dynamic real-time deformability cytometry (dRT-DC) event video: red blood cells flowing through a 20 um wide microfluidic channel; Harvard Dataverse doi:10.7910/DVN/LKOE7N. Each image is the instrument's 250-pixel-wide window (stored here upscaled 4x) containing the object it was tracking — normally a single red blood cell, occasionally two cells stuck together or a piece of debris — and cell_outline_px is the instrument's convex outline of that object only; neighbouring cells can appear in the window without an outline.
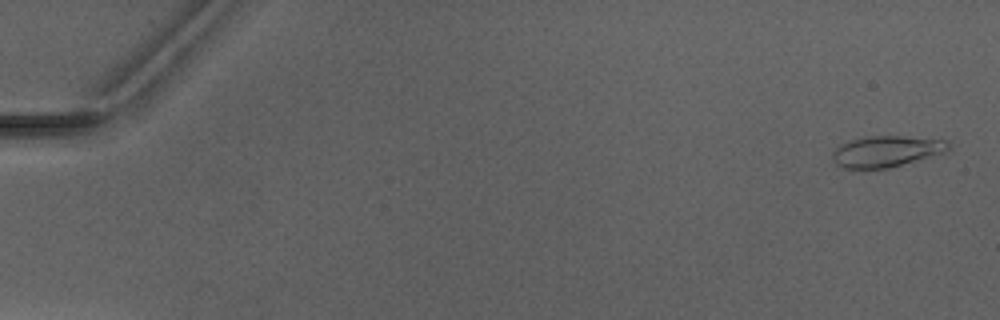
{"species": "Egyptian fruit bat (a non-hibernating species)", "species_latin": "Rousettus aegyptiacus", "temperature_condition": "warm", "stored_images_in_passage": 2, "camera_frame_rate_fps": 3000, "um_per_image_px": 0.085, "animal": {"sex": "male"}, "frame": {"image": 1, "passage_image": 2, "time_ms": 1.333, "image_size_px": [1000, 320], "cell_outline_px": [[948, 148], [944, 152], [888, 168], [844, 168], [836, 164], [832, 160], [832, 152], [840, 144], [864, 136], [900, 136], [948, 140]], "centroid_in_image_um": [75.28, 12.85], "position_along_channel_um": 9.7, "area_um2": 20.69}}